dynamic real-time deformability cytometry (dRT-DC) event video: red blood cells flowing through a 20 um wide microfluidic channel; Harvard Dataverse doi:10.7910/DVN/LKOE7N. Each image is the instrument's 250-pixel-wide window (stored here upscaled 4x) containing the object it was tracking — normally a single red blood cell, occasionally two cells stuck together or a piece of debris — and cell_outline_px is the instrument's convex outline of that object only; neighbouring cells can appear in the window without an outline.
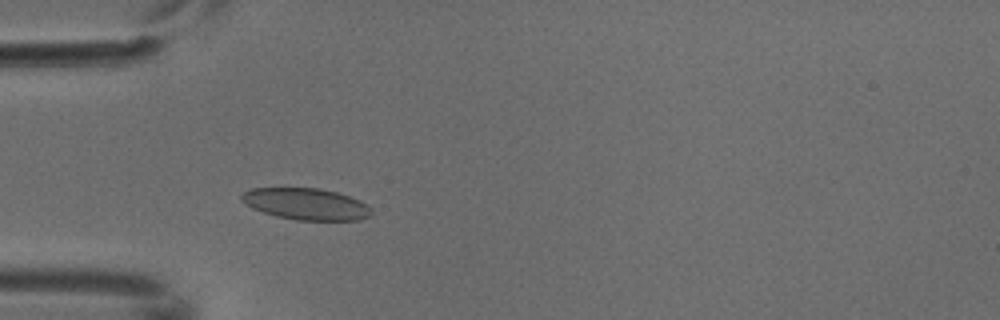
{"species": "common noctule bat (a hibernating species)", "species_latin": "Nyctalus noctula", "temperature_condition": "cold", "stored_images_in_passage": 3, "camera_frame_rate_fps": 3000, "um_per_image_px": 0.085, "animal": {"sex": "male", "body_mass_g": 18.8}, "frame": {"image": 1, "passage_image": 3, "time_ms": 0.667, "image_size_px": [1000, 320], "cell_outline_px": [[372, 216], [360, 220], [296, 220], [276, 216], [252, 208], [244, 204], [240, 200], [240, 196], [244, 192], [252, 188], [320, 188], [336, 192], [360, 200], [372, 208]], "centroid_in_image_um": [26.03, 17.34], "position_along_channel_um": 59.0, "area_um2": 24.04}}